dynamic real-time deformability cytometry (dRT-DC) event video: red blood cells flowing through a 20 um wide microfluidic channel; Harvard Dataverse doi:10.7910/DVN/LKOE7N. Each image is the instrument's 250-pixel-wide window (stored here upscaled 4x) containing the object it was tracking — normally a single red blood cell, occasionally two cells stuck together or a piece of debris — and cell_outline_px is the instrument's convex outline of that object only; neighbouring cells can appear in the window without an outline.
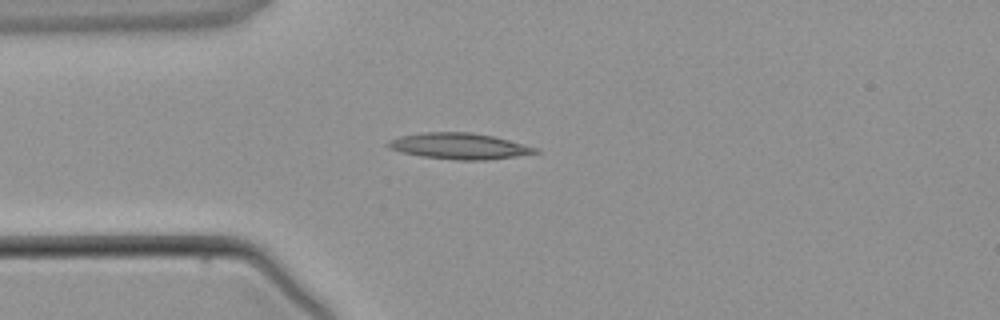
{"species": "common noctule bat (a hibernating species)", "species_latin": "Nyctalus noctula", "temperature_condition": "warm", "stored_images_in_passage": 3, "camera_frame_rate_fps": 3000, "um_per_image_px": 0.085, "animal": {"sex": "male", "body_mass_g": 21.5, "forearm_length_mm": 52.0}, "frame": {"image": 1, "passage_image": 3, "time_ms": 2.333, "image_size_px": [1000, 320], "cell_outline_px": [[540, 152], [516, 156], [488, 160], [456, 160], [420, 156], [400, 152], [388, 148], [384, 144], [388, 140], [400, 136], [424, 132], [472, 132], [492, 136], [540, 148]], "centroid_in_image_um": [39.0, 12.42], "position_along_channel_um": 46.0, "area_um2": 22.54}}